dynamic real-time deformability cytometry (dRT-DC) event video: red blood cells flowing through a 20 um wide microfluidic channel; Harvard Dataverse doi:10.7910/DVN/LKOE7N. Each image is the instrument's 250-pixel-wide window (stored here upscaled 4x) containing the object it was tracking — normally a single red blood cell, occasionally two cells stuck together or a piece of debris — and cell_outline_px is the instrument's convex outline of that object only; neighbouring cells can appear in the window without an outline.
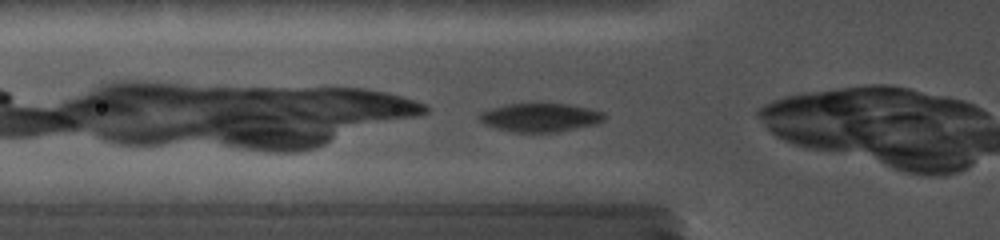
{"species": "common noctule bat (a hibernating species)", "species_latin": "Nyctalus noctula", "temperature_condition": "cold", "stored_images_in_passage": 57, "camera_frame_rate_fps": 5000, "um_per_image_px": 0.085, "animal": {"sex": "female", "body_mass_g": 19.0, "forearm_length_mm": 56.7}, "frame": {"image": 1, "passage_image": 3, "time_ms": 0.4, "image_size_px": [1000, 240], "cell_outline_px": [[604, 120], [596, 124], [552, 132], [512, 132], [484, 124], [476, 116], [480, 112], [492, 108], [508, 104], [568, 104], [588, 108], [604, 112]], "centroid_in_image_um": [45.89, 9.98], "position_along_channel_um": 79.9, "area_um2": 20.52}}
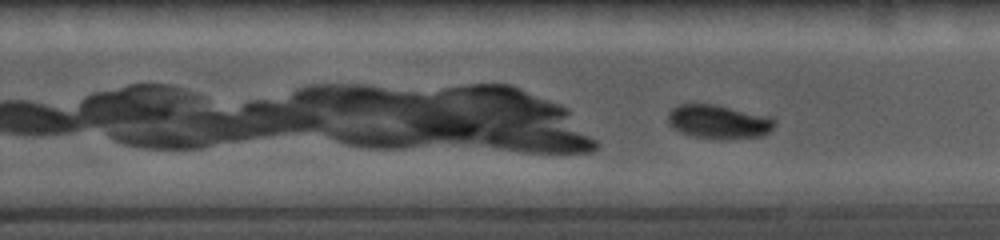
{"frame": {"image": 2, "passage_image": 36, "time_ms": 5.4, "image_size_px": [1000, 240], "cell_outline_px": [[776, 124], [764, 136], [728, 140], [716, 140], [692, 136], [680, 132], [672, 128], [668, 124], [668, 112], [676, 104], [712, 104], [768, 116], [776, 120]], "centroid_in_image_um": [61.06, 10.38], "position_along_channel_um": 268.7, "area_um2": 21.39}}
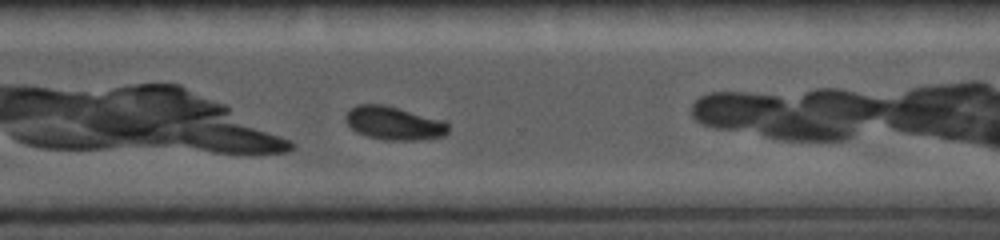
{"frame": {"image": 3, "passage_image": 41, "time_ms": 7.2, "image_size_px": [1000, 240], "cell_outline_px": [[448, 132], [444, 136], [420, 140], [384, 140], [368, 136], [356, 132], [344, 120], [344, 116], [356, 104], [384, 104], [448, 120]], "centroid_in_image_um": [33.53, 10.46], "position_along_channel_um": 337.1, "area_um2": 20.35}}